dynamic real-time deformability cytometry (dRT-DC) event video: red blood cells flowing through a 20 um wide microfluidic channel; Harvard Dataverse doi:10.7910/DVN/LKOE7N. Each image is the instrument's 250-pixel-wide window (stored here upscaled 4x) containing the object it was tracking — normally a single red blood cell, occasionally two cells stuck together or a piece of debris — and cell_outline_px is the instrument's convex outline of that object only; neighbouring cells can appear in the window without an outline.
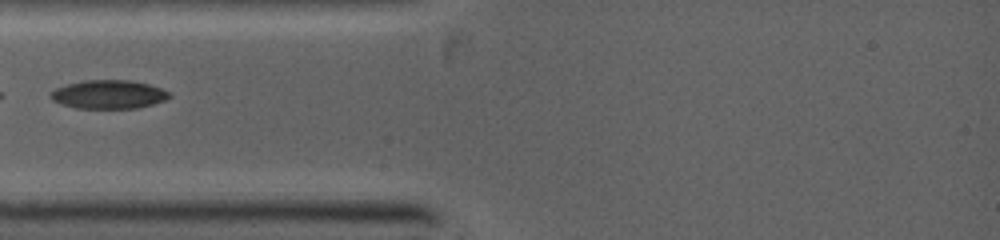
{"species": "common noctule bat (a hibernating species)", "species_latin": "Nyctalus noctula", "temperature_condition": "warm", "stored_images_in_passage": 1, "camera_frame_rate_fps": 5000, "um_per_image_px": 0.085, "animal": {"sex": "female", "body_mass_g": 19.0, "forearm_length_mm": 53.3}, "frame": {"image": 1, "passage_image": 1, "time_ms": 0.0, "image_size_px": [1000, 240], "cell_outline_px": [[172, 96], [164, 100], [152, 104], [136, 108], [76, 108], [52, 100], [48, 96], [56, 88], [68, 84], [84, 80], [132, 80], [148, 84], [160, 88], [168, 92]], "centroid_in_image_um": [9.23, 8.02], "position_along_channel_um": 75.8, "area_um2": 19.59}}